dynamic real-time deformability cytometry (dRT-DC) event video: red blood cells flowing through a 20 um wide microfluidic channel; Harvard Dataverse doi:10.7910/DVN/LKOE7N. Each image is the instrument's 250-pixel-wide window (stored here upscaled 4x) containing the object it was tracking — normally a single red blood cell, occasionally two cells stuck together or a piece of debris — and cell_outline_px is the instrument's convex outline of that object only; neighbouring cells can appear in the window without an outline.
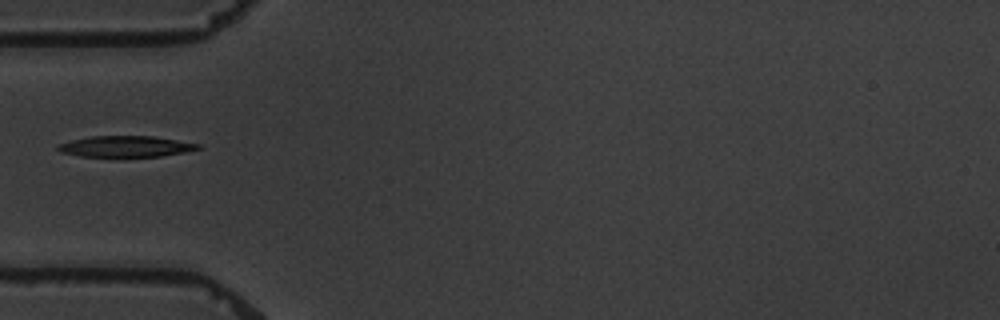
{"species": "common noctule bat (a hibernating species)", "species_latin": "Nyctalus noctula", "temperature_condition": "warm", "stored_images_in_passage": 11, "camera_frame_rate_fps": 3000, "um_per_image_px": 0.085, "animal": {"sex": "male", "body_mass_g": 19.5, "forearm_length_mm": 54.6}, "frame": {"image": 1, "passage_image": 1, "time_ms": 0.0, "image_size_px": [1000, 320], "cell_outline_px": [[204, 148], [184, 152], [160, 156], [80, 156], [60, 152], [56, 148], [56, 144], [72, 140], [92, 136], [152, 136], [200, 144]], "centroid_in_image_um": [10.67, 12.44], "position_along_channel_um": 74.3, "area_um2": 17.05}}
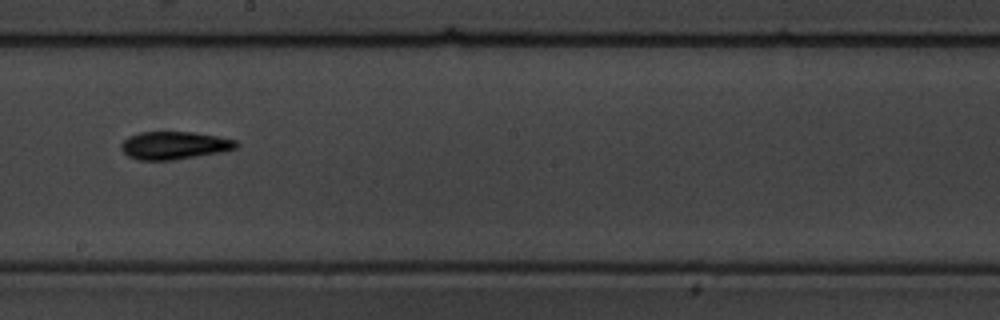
{"frame": {"image": 2, "passage_image": 5, "time_ms": 4.667, "image_size_px": [1000, 320], "cell_outline_px": [[240, 144], [236, 148], [220, 152], [172, 160], [140, 160], [128, 156], [120, 148], [120, 144], [128, 136], [140, 132], [192, 132], [216, 136], [236, 140]], "centroid_in_image_um": [14.79, 12.35], "position_along_channel_um": 233.4, "area_um2": 18.55}}
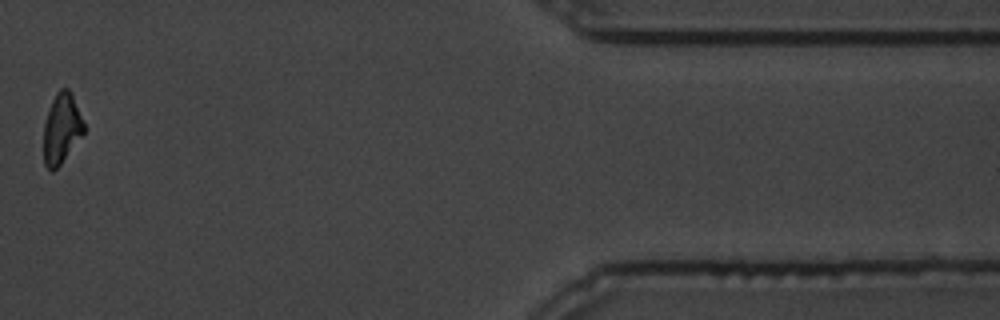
{"frame": {"image": 3, "passage_image": 10, "time_ms": 11.333, "image_size_px": [1000, 320], "cell_outline_px": [[84, 132], [60, 164], [52, 172], [44, 164], [44, 124], [52, 100], [56, 92], [60, 88], [68, 88], [72, 92], [84, 124]], "centroid_in_image_um": [5.23, 10.89], "position_along_channel_um": 406.2, "area_um2": 16.18}}